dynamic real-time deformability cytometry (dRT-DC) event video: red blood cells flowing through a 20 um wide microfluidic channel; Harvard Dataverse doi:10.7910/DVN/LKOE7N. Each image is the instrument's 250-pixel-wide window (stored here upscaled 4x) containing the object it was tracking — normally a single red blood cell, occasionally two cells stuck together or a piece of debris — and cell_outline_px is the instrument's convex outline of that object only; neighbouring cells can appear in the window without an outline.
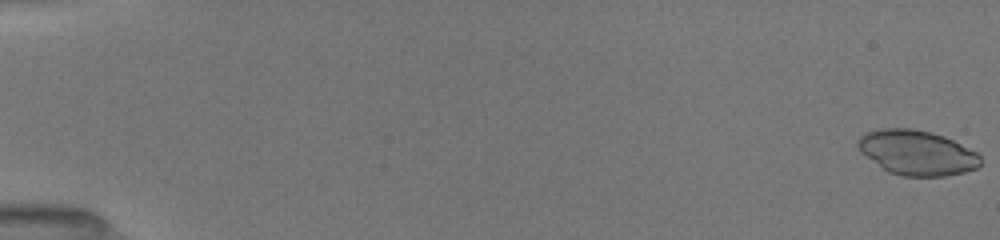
{"species": "common noctule bat (a hibernating species)", "species_latin": "Nyctalus noctula", "temperature_condition": "room temperature", "stored_images_in_passage": 52, "camera_frame_rate_fps": 3000, "um_per_image_px": 0.085, "animal": {"sex": "female", "body_mass_g": 19.5, "forearm_length_mm": 54.1}, "frame": {"image": 1, "passage_image": 1, "time_ms": 0.0, "image_size_px": [1000, 240], "cell_outline_px": [[980, 164], [976, 168], [964, 172], [944, 176], [904, 176], [888, 172], [860, 152], [856, 144], [856, 140], [864, 132], [880, 128], [912, 128], [932, 132], [944, 136], [976, 152], [980, 156]], "centroid_in_image_um": [77.89, 12.96], "position_along_channel_um": 7.1, "area_um2": 32.08}}